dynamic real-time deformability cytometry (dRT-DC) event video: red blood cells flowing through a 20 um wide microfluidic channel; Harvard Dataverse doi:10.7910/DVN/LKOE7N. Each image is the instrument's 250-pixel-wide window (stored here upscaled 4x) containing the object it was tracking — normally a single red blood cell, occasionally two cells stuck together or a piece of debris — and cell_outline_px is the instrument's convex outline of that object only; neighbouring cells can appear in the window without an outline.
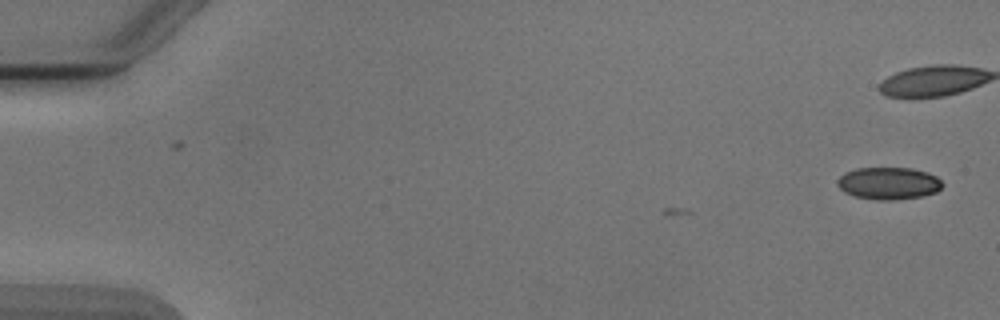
{"species": "Egyptian fruit bat (a non-hibernating species)", "species_latin": "Rousettus aegyptiacus", "temperature_condition": "cold", "stored_images_in_passage": 4, "camera_frame_rate_fps": 3000, "um_per_image_px": 0.085, "animal": {"sex": "male"}, "frame": {"image": 1, "passage_image": 1, "time_ms": 0.0, "image_size_px": [1000, 320], "cell_outline_px": [[944, 184], [936, 192], [920, 196], [892, 200], [876, 200], [856, 196], [844, 192], [836, 184], [836, 180], [844, 172], [856, 168], [912, 168], [928, 172], [936, 176]], "centroid_in_image_um": [75.51, 15.57], "position_along_channel_um": 9.5, "area_um2": 19.77}}